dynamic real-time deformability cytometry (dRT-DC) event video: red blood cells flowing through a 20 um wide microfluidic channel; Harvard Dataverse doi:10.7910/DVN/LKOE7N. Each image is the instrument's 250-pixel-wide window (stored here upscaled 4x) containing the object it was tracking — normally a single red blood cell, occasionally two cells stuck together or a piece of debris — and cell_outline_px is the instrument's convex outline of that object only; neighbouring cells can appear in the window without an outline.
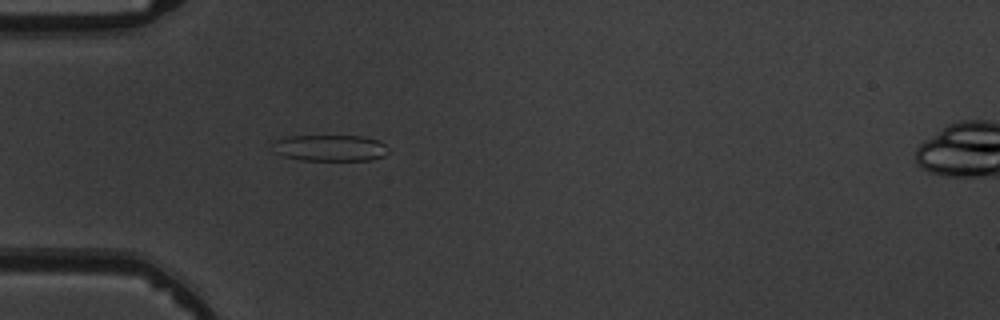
{"species": "common noctule bat (a hibernating species)", "species_latin": "Nyctalus noctula", "temperature_condition": "warm", "stored_images_in_passage": 5, "camera_frame_rate_fps": 3000, "um_per_image_px": 0.085, "animal": {"sex": "male", "body_mass_g": 19.5, "forearm_length_mm": 54.6}, "frame": {"image": 1, "passage_image": 4, "time_ms": 4.333, "image_size_px": [1000, 320], "cell_outline_px": [[388, 152], [384, 156], [372, 160], [300, 160], [284, 156], [272, 152], [276, 140], [288, 136], [364, 136], [380, 140], [384, 144]], "centroid_in_image_um": [28.07, 12.58], "position_along_channel_um": 56.9, "area_um2": 17.8}}